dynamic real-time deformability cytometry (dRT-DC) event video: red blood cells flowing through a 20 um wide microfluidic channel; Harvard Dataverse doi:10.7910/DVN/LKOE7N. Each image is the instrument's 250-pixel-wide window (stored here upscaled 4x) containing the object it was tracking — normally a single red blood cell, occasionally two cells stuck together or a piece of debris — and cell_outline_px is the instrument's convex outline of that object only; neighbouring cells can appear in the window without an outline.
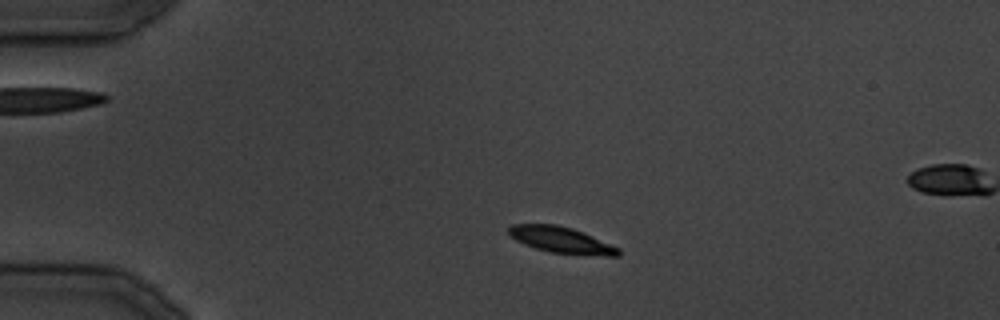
{"species": "common noctule bat (a hibernating species)", "species_latin": "Nyctalus noctula", "temperature_condition": "cold", "stored_images_in_passage": 34, "camera_frame_rate_fps": 3000, "um_per_image_px": 0.085, "animal": {"sex": "male", "body_mass_g": 19.5, "forearm_length_mm": 54.6}, "frame": {"image": 1, "passage_image": 6, "time_ms": 6.0, "image_size_px": [1000, 320], "cell_outline_px": [[620, 256], [604, 256], [552, 252], [536, 248], [524, 244], [516, 240], [508, 232], [508, 228], [512, 224], [556, 224], [572, 228], [584, 232], [620, 248]], "centroid_in_image_um": [47.74, 20.39], "position_along_channel_um": 37.3, "area_um2": 16.65}}
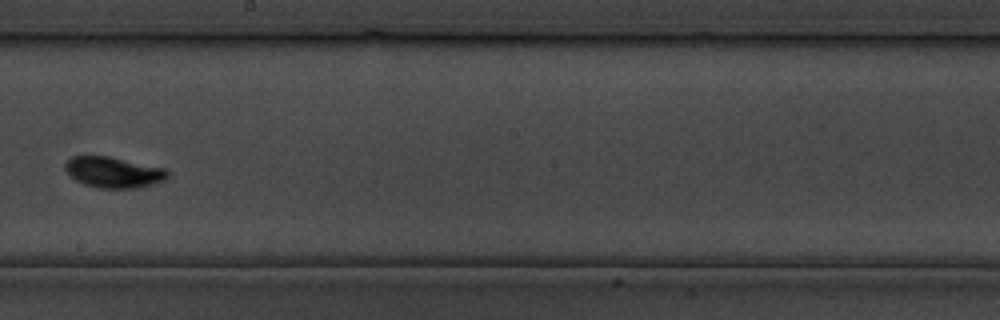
{"frame": {"image": 2, "passage_image": 19, "time_ms": 21.667, "image_size_px": [1000, 320], "cell_outline_px": [[168, 176], [164, 180], [152, 184], [136, 188], [100, 188], [84, 184], [76, 180], [64, 168], [64, 164], [72, 156], [108, 156], [168, 168]], "centroid_in_image_um": [9.68, 14.63], "position_along_channel_um": 238.5, "area_um2": 18.38}}
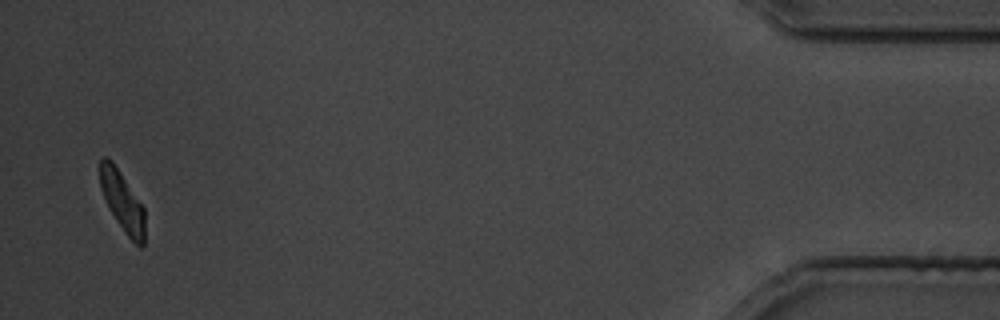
{"frame": {"image": 3, "passage_image": 32, "time_ms": 38.333, "image_size_px": [1000, 320], "cell_outline_px": [[144, 244], [140, 248], [128, 236], [116, 220], [100, 188], [100, 160], [104, 156], [108, 156], [112, 160], [144, 208]], "centroid_in_image_um": [10.4, 17.1], "position_along_channel_um": 424.8, "area_um2": 15.26}}